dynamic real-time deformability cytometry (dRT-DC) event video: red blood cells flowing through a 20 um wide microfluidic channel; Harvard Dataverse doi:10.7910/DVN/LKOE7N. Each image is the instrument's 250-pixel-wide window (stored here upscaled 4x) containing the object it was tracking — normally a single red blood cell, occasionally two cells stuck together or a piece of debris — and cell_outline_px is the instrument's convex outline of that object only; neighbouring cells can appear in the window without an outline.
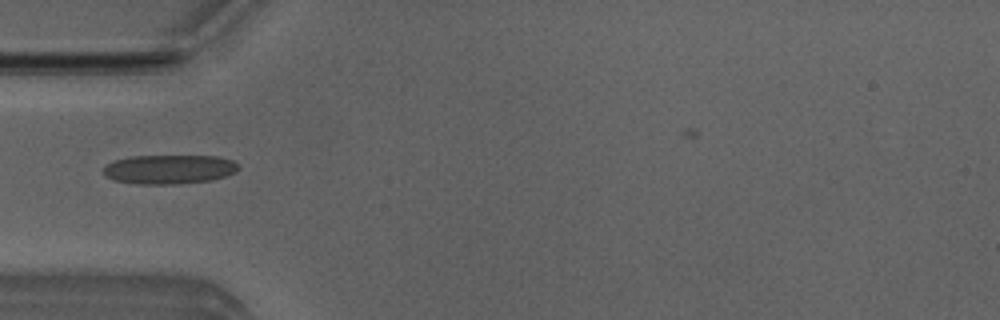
{"species": "Egyptian fruit bat (a non-hibernating species)", "species_latin": "Rousettus aegyptiacus", "temperature_condition": "room temperature", "stored_images_in_passage": 4, "camera_frame_rate_fps": 3000, "um_per_image_px": 0.085, "animal": {"sex": "male"}, "frame": {"image": 1, "passage_image": 3, "time_ms": 0.667, "image_size_px": [1000, 320], "cell_outline_px": [[240, 168], [236, 172], [212, 180], [180, 184], [136, 184], [112, 180], [104, 176], [100, 172], [108, 164], [116, 160], [132, 156], [216, 156], [232, 160]], "centroid_in_image_um": [14.35, 14.4], "position_along_channel_um": 70.7, "area_um2": 23.12}}